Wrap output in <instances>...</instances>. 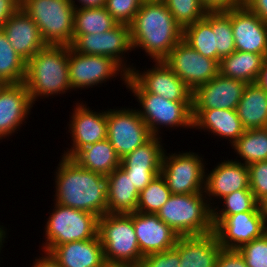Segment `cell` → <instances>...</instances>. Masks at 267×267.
<instances>
[{
  "label": "cell",
  "mask_w": 267,
  "mask_h": 267,
  "mask_svg": "<svg viewBox=\"0 0 267 267\" xmlns=\"http://www.w3.org/2000/svg\"><path fill=\"white\" fill-rule=\"evenodd\" d=\"M54 172L57 204L83 210L98 217L107 213L106 176L81 167L75 160L60 156Z\"/></svg>",
  "instance_id": "1"
},
{
  "label": "cell",
  "mask_w": 267,
  "mask_h": 267,
  "mask_svg": "<svg viewBox=\"0 0 267 267\" xmlns=\"http://www.w3.org/2000/svg\"><path fill=\"white\" fill-rule=\"evenodd\" d=\"M133 51L142 49L154 61H163L183 39V28L162 0H145L129 24Z\"/></svg>",
  "instance_id": "2"
},
{
  "label": "cell",
  "mask_w": 267,
  "mask_h": 267,
  "mask_svg": "<svg viewBox=\"0 0 267 267\" xmlns=\"http://www.w3.org/2000/svg\"><path fill=\"white\" fill-rule=\"evenodd\" d=\"M68 54L69 46L46 45L26 62L24 84L33 105L40 99L71 93Z\"/></svg>",
  "instance_id": "3"
},
{
  "label": "cell",
  "mask_w": 267,
  "mask_h": 267,
  "mask_svg": "<svg viewBox=\"0 0 267 267\" xmlns=\"http://www.w3.org/2000/svg\"><path fill=\"white\" fill-rule=\"evenodd\" d=\"M156 215L179 236L214 232L212 208L204 193L172 194Z\"/></svg>",
  "instance_id": "4"
},
{
  "label": "cell",
  "mask_w": 267,
  "mask_h": 267,
  "mask_svg": "<svg viewBox=\"0 0 267 267\" xmlns=\"http://www.w3.org/2000/svg\"><path fill=\"white\" fill-rule=\"evenodd\" d=\"M98 236L106 264L140 266L139 249L131 213L104 214L98 219Z\"/></svg>",
  "instance_id": "5"
},
{
  "label": "cell",
  "mask_w": 267,
  "mask_h": 267,
  "mask_svg": "<svg viewBox=\"0 0 267 267\" xmlns=\"http://www.w3.org/2000/svg\"><path fill=\"white\" fill-rule=\"evenodd\" d=\"M21 8L36 23L47 45H72L75 7L71 0H23Z\"/></svg>",
  "instance_id": "6"
},
{
  "label": "cell",
  "mask_w": 267,
  "mask_h": 267,
  "mask_svg": "<svg viewBox=\"0 0 267 267\" xmlns=\"http://www.w3.org/2000/svg\"><path fill=\"white\" fill-rule=\"evenodd\" d=\"M53 204L44 226L45 242L41 250L50 253L61 244L88 240L98 235V216L55 202Z\"/></svg>",
  "instance_id": "7"
},
{
  "label": "cell",
  "mask_w": 267,
  "mask_h": 267,
  "mask_svg": "<svg viewBox=\"0 0 267 267\" xmlns=\"http://www.w3.org/2000/svg\"><path fill=\"white\" fill-rule=\"evenodd\" d=\"M132 94L140 107L136 108L138 114L153 136H163V127L167 130L193 128L192 102H175L152 93Z\"/></svg>",
  "instance_id": "8"
},
{
  "label": "cell",
  "mask_w": 267,
  "mask_h": 267,
  "mask_svg": "<svg viewBox=\"0 0 267 267\" xmlns=\"http://www.w3.org/2000/svg\"><path fill=\"white\" fill-rule=\"evenodd\" d=\"M153 65L143 71L135 65L128 75L126 90L152 93L175 102H192V90L164 61H154Z\"/></svg>",
  "instance_id": "9"
},
{
  "label": "cell",
  "mask_w": 267,
  "mask_h": 267,
  "mask_svg": "<svg viewBox=\"0 0 267 267\" xmlns=\"http://www.w3.org/2000/svg\"><path fill=\"white\" fill-rule=\"evenodd\" d=\"M205 156L193 151L167 153L162 158L160 174L172 194L204 193Z\"/></svg>",
  "instance_id": "10"
},
{
  "label": "cell",
  "mask_w": 267,
  "mask_h": 267,
  "mask_svg": "<svg viewBox=\"0 0 267 267\" xmlns=\"http://www.w3.org/2000/svg\"><path fill=\"white\" fill-rule=\"evenodd\" d=\"M68 70L72 90H86L102 86L116 77L126 85L128 73L113 59L101 55L76 52L69 46Z\"/></svg>",
  "instance_id": "11"
},
{
  "label": "cell",
  "mask_w": 267,
  "mask_h": 267,
  "mask_svg": "<svg viewBox=\"0 0 267 267\" xmlns=\"http://www.w3.org/2000/svg\"><path fill=\"white\" fill-rule=\"evenodd\" d=\"M71 47L80 54L110 57L128 74L134 67L128 61L129 52L133 51L128 24L118 23L112 29L100 33L73 34Z\"/></svg>",
  "instance_id": "12"
},
{
  "label": "cell",
  "mask_w": 267,
  "mask_h": 267,
  "mask_svg": "<svg viewBox=\"0 0 267 267\" xmlns=\"http://www.w3.org/2000/svg\"><path fill=\"white\" fill-rule=\"evenodd\" d=\"M153 137L136 107L107 109V139L123 158Z\"/></svg>",
  "instance_id": "13"
},
{
  "label": "cell",
  "mask_w": 267,
  "mask_h": 267,
  "mask_svg": "<svg viewBox=\"0 0 267 267\" xmlns=\"http://www.w3.org/2000/svg\"><path fill=\"white\" fill-rule=\"evenodd\" d=\"M163 61L192 91L219 74L216 60L204 57L183 39Z\"/></svg>",
  "instance_id": "14"
},
{
  "label": "cell",
  "mask_w": 267,
  "mask_h": 267,
  "mask_svg": "<svg viewBox=\"0 0 267 267\" xmlns=\"http://www.w3.org/2000/svg\"><path fill=\"white\" fill-rule=\"evenodd\" d=\"M76 106H75V105ZM73 104L72 115L67 123L71 135V148H66L62 156L72 158L80 149L87 145L107 139V110L95 111L88 104Z\"/></svg>",
  "instance_id": "15"
},
{
  "label": "cell",
  "mask_w": 267,
  "mask_h": 267,
  "mask_svg": "<svg viewBox=\"0 0 267 267\" xmlns=\"http://www.w3.org/2000/svg\"><path fill=\"white\" fill-rule=\"evenodd\" d=\"M212 224L219 244L224 249H239L267 232V226L260 211L212 216Z\"/></svg>",
  "instance_id": "16"
},
{
  "label": "cell",
  "mask_w": 267,
  "mask_h": 267,
  "mask_svg": "<svg viewBox=\"0 0 267 267\" xmlns=\"http://www.w3.org/2000/svg\"><path fill=\"white\" fill-rule=\"evenodd\" d=\"M246 83L220 73L192 91V110H236Z\"/></svg>",
  "instance_id": "17"
},
{
  "label": "cell",
  "mask_w": 267,
  "mask_h": 267,
  "mask_svg": "<svg viewBox=\"0 0 267 267\" xmlns=\"http://www.w3.org/2000/svg\"><path fill=\"white\" fill-rule=\"evenodd\" d=\"M226 159L220 160L210 171L206 167L204 194L211 208L216 204L215 201L232 192L250 189L247 165L233 158Z\"/></svg>",
  "instance_id": "18"
},
{
  "label": "cell",
  "mask_w": 267,
  "mask_h": 267,
  "mask_svg": "<svg viewBox=\"0 0 267 267\" xmlns=\"http://www.w3.org/2000/svg\"><path fill=\"white\" fill-rule=\"evenodd\" d=\"M33 106L24 83L0 86V140L21 130Z\"/></svg>",
  "instance_id": "19"
},
{
  "label": "cell",
  "mask_w": 267,
  "mask_h": 267,
  "mask_svg": "<svg viewBox=\"0 0 267 267\" xmlns=\"http://www.w3.org/2000/svg\"><path fill=\"white\" fill-rule=\"evenodd\" d=\"M231 26L236 51L267 58V23L244 5L231 9Z\"/></svg>",
  "instance_id": "20"
},
{
  "label": "cell",
  "mask_w": 267,
  "mask_h": 267,
  "mask_svg": "<svg viewBox=\"0 0 267 267\" xmlns=\"http://www.w3.org/2000/svg\"><path fill=\"white\" fill-rule=\"evenodd\" d=\"M139 249L143 256L174 248L179 235L156 214L131 213Z\"/></svg>",
  "instance_id": "21"
},
{
  "label": "cell",
  "mask_w": 267,
  "mask_h": 267,
  "mask_svg": "<svg viewBox=\"0 0 267 267\" xmlns=\"http://www.w3.org/2000/svg\"><path fill=\"white\" fill-rule=\"evenodd\" d=\"M1 29L16 53L26 62L47 45L36 23L21 7Z\"/></svg>",
  "instance_id": "22"
},
{
  "label": "cell",
  "mask_w": 267,
  "mask_h": 267,
  "mask_svg": "<svg viewBox=\"0 0 267 267\" xmlns=\"http://www.w3.org/2000/svg\"><path fill=\"white\" fill-rule=\"evenodd\" d=\"M193 129L206 131L207 134H213L226 139L229 144L237 141L245 132L241 120L236 110L230 109H210V110H192Z\"/></svg>",
  "instance_id": "23"
},
{
  "label": "cell",
  "mask_w": 267,
  "mask_h": 267,
  "mask_svg": "<svg viewBox=\"0 0 267 267\" xmlns=\"http://www.w3.org/2000/svg\"><path fill=\"white\" fill-rule=\"evenodd\" d=\"M174 248L179 252L180 267H216L222 249L214 232L179 236Z\"/></svg>",
  "instance_id": "24"
},
{
  "label": "cell",
  "mask_w": 267,
  "mask_h": 267,
  "mask_svg": "<svg viewBox=\"0 0 267 267\" xmlns=\"http://www.w3.org/2000/svg\"><path fill=\"white\" fill-rule=\"evenodd\" d=\"M50 254L61 267H105L106 261L99 236L56 246Z\"/></svg>",
  "instance_id": "25"
},
{
  "label": "cell",
  "mask_w": 267,
  "mask_h": 267,
  "mask_svg": "<svg viewBox=\"0 0 267 267\" xmlns=\"http://www.w3.org/2000/svg\"><path fill=\"white\" fill-rule=\"evenodd\" d=\"M107 181V213L129 214L136 212L139 191L126 172L119 166L108 176Z\"/></svg>",
  "instance_id": "26"
},
{
  "label": "cell",
  "mask_w": 267,
  "mask_h": 267,
  "mask_svg": "<svg viewBox=\"0 0 267 267\" xmlns=\"http://www.w3.org/2000/svg\"><path fill=\"white\" fill-rule=\"evenodd\" d=\"M236 111L246 130L266 128L267 93L256 83L247 84Z\"/></svg>",
  "instance_id": "27"
},
{
  "label": "cell",
  "mask_w": 267,
  "mask_h": 267,
  "mask_svg": "<svg viewBox=\"0 0 267 267\" xmlns=\"http://www.w3.org/2000/svg\"><path fill=\"white\" fill-rule=\"evenodd\" d=\"M72 159L81 167L103 176H108L121 164V158L108 139L83 147Z\"/></svg>",
  "instance_id": "28"
},
{
  "label": "cell",
  "mask_w": 267,
  "mask_h": 267,
  "mask_svg": "<svg viewBox=\"0 0 267 267\" xmlns=\"http://www.w3.org/2000/svg\"><path fill=\"white\" fill-rule=\"evenodd\" d=\"M266 59L264 55L235 51L220 60L219 73L246 84L255 83Z\"/></svg>",
  "instance_id": "29"
},
{
  "label": "cell",
  "mask_w": 267,
  "mask_h": 267,
  "mask_svg": "<svg viewBox=\"0 0 267 267\" xmlns=\"http://www.w3.org/2000/svg\"><path fill=\"white\" fill-rule=\"evenodd\" d=\"M183 40L204 57L216 60V11L183 29Z\"/></svg>",
  "instance_id": "30"
},
{
  "label": "cell",
  "mask_w": 267,
  "mask_h": 267,
  "mask_svg": "<svg viewBox=\"0 0 267 267\" xmlns=\"http://www.w3.org/2000/svg\"><path fill=\"white\" fill-rule=\"evenodd\" d=\"M236 159L234 161L249 165L267 161V127L248 129L241 137L230 145ZM240 159H237V158Z\"/></svg>",
  "instance_id": "31"
},
{
  "label": "cell",
  "mask_w": 267,
  "mask_h": 267,
  "mask_svg": "<svg viewBox=\"0 0 267 267\" xmlns=\"http://www.w3.org/2000/svg\"><path fill=\"white\" fill-rule=\"evenodd\" d=\"M162 136H153L148 142L121 158L122 169H161L166 146ZM164 144V145H163Z\"/></svg>",
  "instance_id": "32"
},
{
  "label": "cell",
  "mask_w": 267,
  "mask_h": 267,
  "mask_svg": "<svg viewBox=\"0 0 267 267\" xmlns=\"http://www.w3.org/2000/svg\"><path fill=\"white\" fill-rule=\"evenodd\" d=\"M73 23V34L105 32L118 24L105 7L75 8Z\"/></svg>",
  "instance_id": "33"
},
{
  "label": "cell",
  "mask_w": 267,
  "mask_h": 267,
  "mask_svg": "<svg viewBox=\"0 0 267 267\" xmlns=\"http://www.w3.org/2000/svg\"><path fill=\"white\" fill-rule=\"evenodd\" d=\"M25 75L26 61L16 53L0 28V83H24Z\"/></svg>",
  "instance_id": "34"
},
{
  "label": "cell",
  "mask_w": 267,
  "mask_h": 267,
  "mask_svg": "<svg viewBox=\"0 0 267 267\" xmlns=\"http://www.w3.org/2000/svg\"><path fill=\"white\" fill-rule=\"evenodd\" d=\"M216 204L212 207V216H230L240 212L260 211L259 202L250 189L232 192L221 198Z\"/></svg>",
  "instance_id": "35"
},
{
  "label": "cell",
  "mask_w": 267,
  "mask_h": 267,
  "mask_svg": "<svg viewBox=\"0 0 267 267\" xmlns=\"http://www.w3.org/2000/svg\"><path fill=\"white\" fill-rule=\"evenodd\" d=\"M172 195L161 174L139 192L137 212L157 214Z\"/></svg>",
  "instance_id": "36"
},
{
  "label": "cell",
  "mask_w": 267,
  "mask_h": 267,
  "mask_svg": "<svg viewBox=\"0 0 267 267\" xmlns=\"http://www.w3.org/2000/svg\"><path fill=\"white\" fill-rule=\"evenodd\" d=\"M174 20L184 29L204 18L207 10L199 0H162Z\"/></svg>",
  "instance_id": "37"
},
{
  "label": "cell",
  "mask_w": 267,
  "mask_h": 267,
  "mask_svg": "<svg viewBox=\"0 0 267 267\" xmlns=\"http://www.w3.org/2000/svg\"><path fill=\"white\" fill-rule=\"evenodd\" d=\"M235 41L231 26V9L216 11V61L235 52Z\"/></svg>",
  "instance_id": "38"
},
{
  "label": "cell",
  "mask_w": 267,
  "mask_h": 267,
  "mask_svg": "<svg viewBox=\"0 0 267 267\" xmlns=\"http://www.w3.org/2000/svg\"><path fill=\"white\" fill-rule=\"evenodd\" d=\"M237 250L248 267H267V232Z\"/></svg>",
  "instance_id": "39"
},
{
  "label": "cell",
  "mask_w": 267,
  "mask_h": 267,
  "mask_svg": "<svg viewBox=\"0 0 267 267\" xmlns=\"http://www.w3.org/2000/svg\"><path fill=\"white\" fill-rule=\"evenodd\" d=\"M145 0H106L107 12L118 22L130 24Z\"/></svg>",
  "instance_id": "40"
},
{
  "label": "cell",
  "mask_w": 267,
  "mask_h": 267,
  "mask_svg": "<svg viewBox=\"0 0 267 267\" xmlns=\"http://www.w3.org/2000/svg\"><path fill=\"white\" fill-rule=\"evenodd\" d=\"M250 190L259 202L267 196V161L247 165Z\"/></svg>",
  "instance_id": "41"
},
{
  "label": "cell",
  "mask_w": 267,
  "mask_h": 267,
  "mask_svg": "<svg viewBox=\"0 0 267 267\" xmlns=\"http://www.w3.org/2000/svg\"><path fill=\"white\" fill-rule=\"evenodd\" d=\"M179 265V252L172 248L144 256L139 267H180Z\"/></svg>",
  "instance_id": "42"
},
{
  "label": "cell",
  "mask_w": 267,
  "mask_h": 267,
  "mask_svg": "<svg viewBox=\"0 0 267 267\" xmlns=\"http://www.w3.org/2000/svg\"><path fill=\"white\" fill-rule=\"evenodd\" d=\"M129 176L132 183L140 192L143 190L156 176L160 174L161 169H123Z\"/></svg>",
  "instance_id": "43"
},
{
  "label": "cell",
  "mask_w": 267,
  "mask_h": 267,
  "mask_svg": "<svg viewBox=\"0 0 267 267\" xmlns=\"http://www.w3.org/2000/svg\"><path fill=\"white\" fill-rule=\"evenodd\" d=\"M216 267H248L243 256L237 249L220 250L217 257Z\"/></svg>",
  "instance_id": "44"
},
{
  "label": "cell",
  "mask_w": 267,
  "mask_h": 267,
  "mask_svg": "<svg viewBox=\"0 0 267 267\" xmlns=\"http://www.w3.org/2000/svg\"><path fill=\"white\" fill-rule=\"evenodd\" d=\"M207 11H226L244 6V0H199Z\"/></svg>",
  "instance_id": "45"
},
{
  "label": "cell",
  "mask_w": 267,
  "mask_h": 267,
  "mask_svg": "<svg viewBox=\"0 0 267 267\" xmlns=\"http://www.w3.org/2000/svg\"><path fill=\"white\" fill-rule=\"evenodd\" d=\"M20 7V0H0V28Z\"/></svg>",
  "instance_id": "46"
},
{
  "label": "cell",
  "mask_w": 267,
  "mask_h": 267,
  "mask_svg": "<svg viewBox=\"0 0 267 267\" xmlns=\"http://www.w3.org/2000/svg\"><path fill=\"white\" fill-rule=\"evenodd\" d=\"M244 5L267 23V0H244Z\"/></svg>",
  "instance_id": "47"
},
{
  "label": "cell",
  "mask_w": 267,
  "mask_h": 267,
  "mask_svg": "<svg viewBox=\"0 0 267 267\" xmlns=\"http://www.w3.org/2000/svg\"><path fill=\"white\" fill-rule=\"evenodd\" d=\"M39 255L41 256H38L39 258L35 257L31 267H61L49 252L42 250V253Z\"/></svg>",
  "instance_id": "48"
},
{
  "label": "cell",
  "mask_w": 267,
  "mask_h": 267,
  "mask_svg": "<svg viewBox=\"0 0 267 267\" xmlns=\"http://www.w3.org/2000/svg\"><path fill=\"white\" fill-rule=\"evenodd\" d=\"M75 8L105 7L106 0H71Z\"/></svg>",
  "instance_id": "49"
},
{
  "label": "cell",
  "mask_w": 267,
  "mask_h": 267,
  "mask_svg": "<svg viewBox=\"0 0 267 267\" xmlns=\"http://www.w3.org/2000/svg\"><path fill=\"white\" fill-rule=\"evenodd\" d=\"M255 83L267 93V59L264 61Z\"/></svg>",
  "instance_id": "50"
},
{
  "label": "cell",
  "mask_w": 267,
  "mask_h": 267,
  "mask_svg": "<svg viewBox=\"0 0 267 267\" xmlns=\"http://www.w3.org/2000/svg\"><path fill=\"white\" fill-rule=\"evenodd\" d=\"M258 205L267 226V196L260 200Z\"/></svg>",
  "instance_id": "51"
},
{
  "label": "cell",
  "mask_w": 267,
  "mask_h": 267,
  "mask_svg": "<svg viewBox=\"0 0 267 267\" xmlns=\"http://www.w3.org/2000/svg\"><path fill=\"white\" fill-rule=\"evenodd\" d=\"M7 229L5 226L3 225H0V254L2 253L1 250L2 248L4 247V244L7 243L5 240L8 239V236H7ZM7 238V239H6ZM1 262V260H0Z\"/></svg>",
  "instance_id": "52"
},
{
  "label": "cell",
  "mask_w": 267,
  "mask_h": 267,
  "mask_svg": "<svg viewBox=\"0 0 267 267\" xmlns=\"http://www.w3.org/2000/svg\"><path fill=\"white\" fill-rule=\"evenodd\" d=\"M105 267H138L134 265H109L107 264Z\"/></svg>",
  "instance_id": "53"
}]
</instances>
